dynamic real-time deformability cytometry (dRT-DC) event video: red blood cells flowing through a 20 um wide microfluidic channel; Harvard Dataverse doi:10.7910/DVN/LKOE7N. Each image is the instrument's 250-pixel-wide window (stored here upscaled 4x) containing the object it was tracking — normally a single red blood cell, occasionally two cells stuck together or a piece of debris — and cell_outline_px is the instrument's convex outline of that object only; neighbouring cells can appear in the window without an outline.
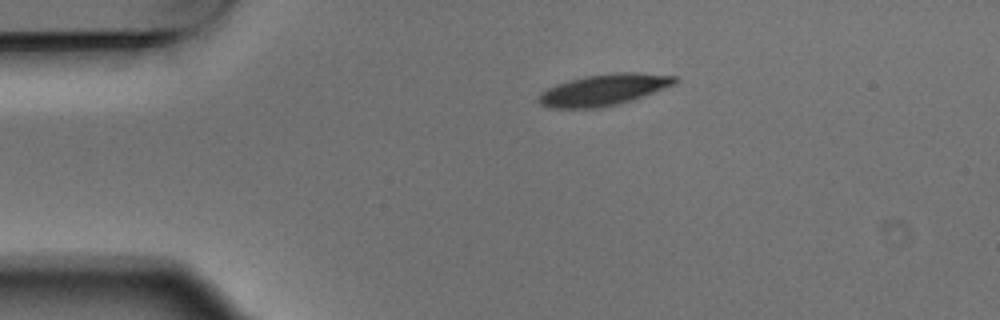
{"species": "Egyptian fruit bat (a non-hibernating species)", "species_latin": "Rousettus aegyptiacus", "temperature_condition": "warm", "stored_images_in_passage": 2, "camera_frame_rate_fps": 3000, "um_per_image_px": 0.085, "animal": {"sex": "male"}, "frame": {"image": 1, "passage_image": 1, "time_ms": 0.0, "image_size_px": [1000, 320], "cell_outline_px": [[680, 80], [676, 84], [644, 96], [616, 104], [600, 108], [556, 108], [540, 104], [536, 100], [540, 92], [556, 84], [584, 76], [616, 72], [636, 72], [676, 76]], "centroid_in_image_um": [51.33, 7.62], "position_along_channel_um": 33.7, "area_um2": 24.91}}